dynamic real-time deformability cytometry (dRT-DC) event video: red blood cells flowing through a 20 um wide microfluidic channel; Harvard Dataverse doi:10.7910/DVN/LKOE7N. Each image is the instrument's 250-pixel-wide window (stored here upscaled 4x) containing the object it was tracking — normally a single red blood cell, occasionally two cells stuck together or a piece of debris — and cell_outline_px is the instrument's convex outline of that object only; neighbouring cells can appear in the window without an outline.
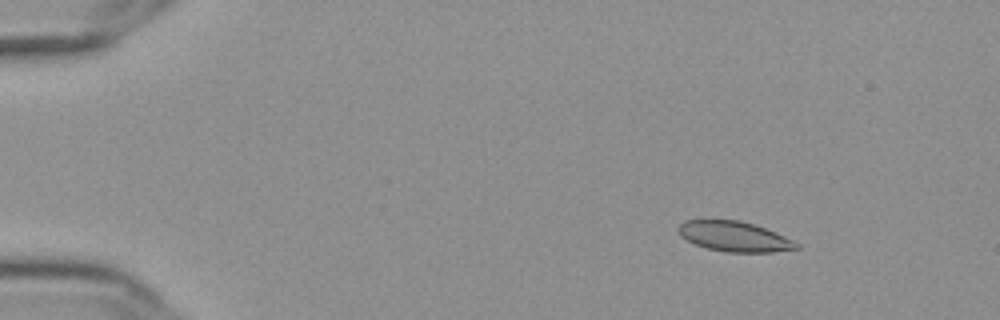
{"species": "Egyptian fruit bat (a non-hibernating species)", "species_latin": "Rousettus aegyptiacus", "temperature_condition": "cold", "stored_images_in_passage": 56, "camera_frame_rate_fps": 3000, "um_per_image_px": 0.085, "frame": {"image": 1, "passage_image": 7, "time_ms": 2.0, "image_size_px": [1000, 320], "cell_outline_px": [[800, 248], [772, 252], [728, 252], [708, 248], [696, 244], [680, 236], [676, 228], [684, 220], [740, 220], [764, 228], [784, 236], [800, 244]], "centroid_in_image_um": [62.4, 20.1], "position_along_channel_um": 22.6, "area_um2": 20.52}}
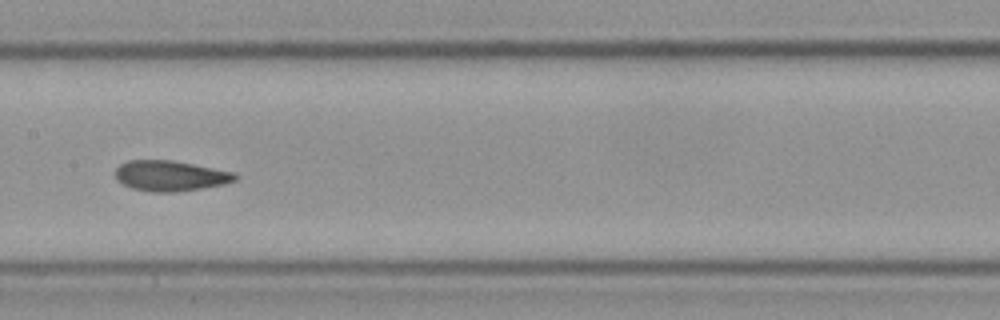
{"frame": {"image": 2, "passage_image": 29, "time_ms": 9.333, "image_size_px": [1000, 320], "cell_outline_px": [[240, 176], [236, 180], [224, 184], [200, 188], [172, 192], [152, 192], [132, 188], [116, 180], [116, 168], [120, 164], [128, 160], [172, 160], [236, 172]], "centroid_in_image_um": [14.5, 14.93], "position_along_channel_um": 192.9, "area_um2": 21.27}}
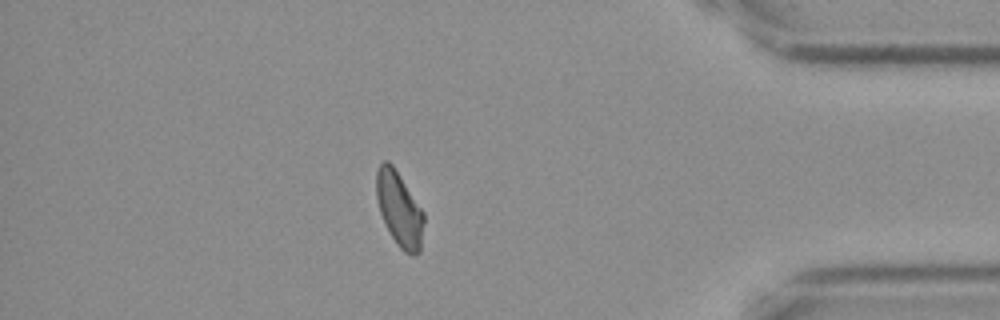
{"frame": {"image": 3, "passage_image": 49, "time_ms": 16.0, "image_size_px": [1000, 320], "cell_outline_px": [[424, 220], [420, 252], [416, 256], [412, 256], [404, 252], [396, 244], [380, 212], [376, 196], [376, 172], [380, 164], [384, 160], [388, 160], [392, 164], [424, 212]], "centroid_in_image_um": [33.95, 17.79], "position_along_channel_um": 401.3, "area_um2": 20.52}, "authors_computed_cell_mechanics": {"area_um2": 21.0681, "velocity_mm_per_s": 3.6117, "shape_relaxation_time_tau1_ms": null, "shape_relaxation_time_tau2_ms": 2.1069, "deformation_change_tau1": null, "deformation_change_tau2": 0.0612}}